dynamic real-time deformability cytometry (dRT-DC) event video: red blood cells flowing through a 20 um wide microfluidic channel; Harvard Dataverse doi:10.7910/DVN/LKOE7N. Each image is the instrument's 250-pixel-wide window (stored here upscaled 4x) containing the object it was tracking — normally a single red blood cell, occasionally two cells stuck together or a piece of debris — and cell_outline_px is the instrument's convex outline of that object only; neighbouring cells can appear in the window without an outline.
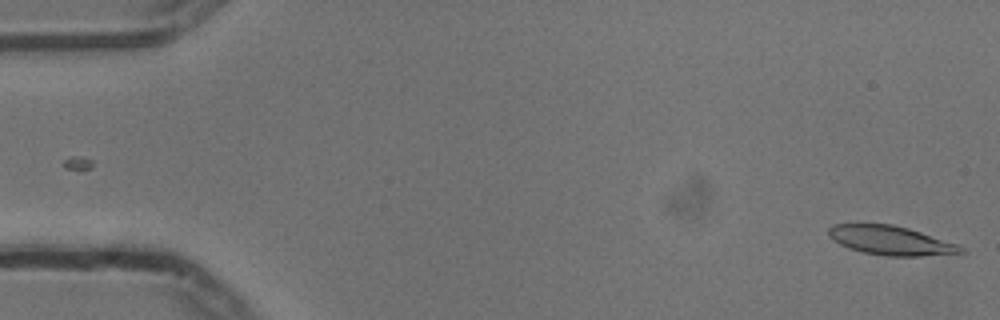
{"species": "common noctule bat (a hibernating species)", "species_latin": "Nyctalus noctula", "temperature_condition": "cold", "stored_images_in_passage": 36, "camera_frame_rate_fps": 3000, "um_per_image_px": 0.085, "animal": {"sex": "male", "body_mass_g": 13.3}, "frame": {"image": 1, "passage_image": 1, "time_ms": 0.0, "image_size_px": [1000, 320], "cell_outline_px": [[968, 252], [960, 256], [888, 256], [864, 252], [848, 248], [832, 240], [828, 236], [828, 228], [832, 224], [892, 224], [908, 228], [956, 244], [964, 248]], "centroid_in_image_um": [75.8, 20.47], "position_along_channel_um": 9.2, "area_um2": 22.83}}
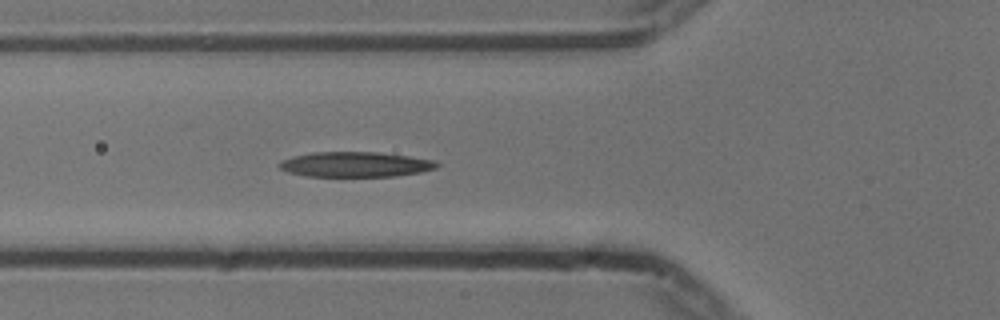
{"frame": {"image": 2, "passage_image": 19, "time_ms": 6.0, "image_size_px": [1000, 320], "cell_outline_px": [[440, 164], [436, 168], [420, 172], [396, 176], [308, 176], [288, 172], [280, 168], [276, 164], [280, 160], [312, 152], [380, 152], [436, 160]], "centroid_in_image_um": [30.22, 13.97], "position_along_channel_um": 95.6, "area_um2": 23.06}}
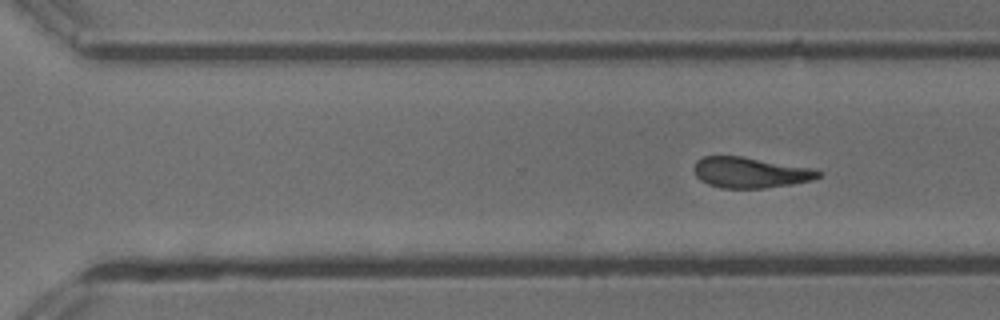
{"frame": {"image": 3, "passage_image": 36, "time_ms": 11.667, "image_size_px": [1000, 320], "cell_outline_px": [[824, 176], [812, 180], [792, 184], [764, 188], [720, 188], [708, 184], [700, 180], [696, 176], [692, 168], [696, 160], [704, 156], [740, 156], [808, 168], [824, 172]], "centroid_in_image_um": [63.74, 14.67], "position_along_channel_um": 306.9, "area_um2": 22.2}}